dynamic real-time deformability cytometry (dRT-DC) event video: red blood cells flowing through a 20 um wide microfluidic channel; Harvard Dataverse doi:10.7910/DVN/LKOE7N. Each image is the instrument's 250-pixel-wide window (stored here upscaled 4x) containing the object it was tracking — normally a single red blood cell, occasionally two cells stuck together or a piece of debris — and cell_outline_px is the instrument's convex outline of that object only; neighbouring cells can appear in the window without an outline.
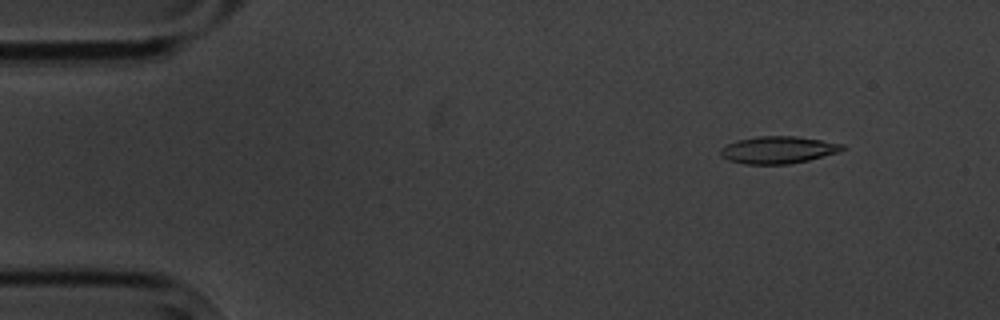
{"species": "common noctule bat (a hibernating species)", "species_latin": "Nyctalus noctula", "temperature_condition": "cold", "stored_images_in_passage": 4, "camera_frame_rate_fps": 3000, "um_per_image_px": 0.085, "animal": {"sex": "male", "body_mass_g": 20.1, "forearm_length_mm": 53.5}, "frame": {"image": 1, "passage_image": 2, "time_ms": 1.0, "image_size_px": [1000, 320], "cell_outline_px": [[848, 148], [836, 152], [808, 160], [788, 164], [744, 164], [728, 160], [720, 156], [720, 148], [736, 140], [760, 136], [796, 136], [844, 144]], "centroid_in_image_um": [66.11, 12.74], "position_along_channel_um": 18.9, "area_um2": 19.25}}